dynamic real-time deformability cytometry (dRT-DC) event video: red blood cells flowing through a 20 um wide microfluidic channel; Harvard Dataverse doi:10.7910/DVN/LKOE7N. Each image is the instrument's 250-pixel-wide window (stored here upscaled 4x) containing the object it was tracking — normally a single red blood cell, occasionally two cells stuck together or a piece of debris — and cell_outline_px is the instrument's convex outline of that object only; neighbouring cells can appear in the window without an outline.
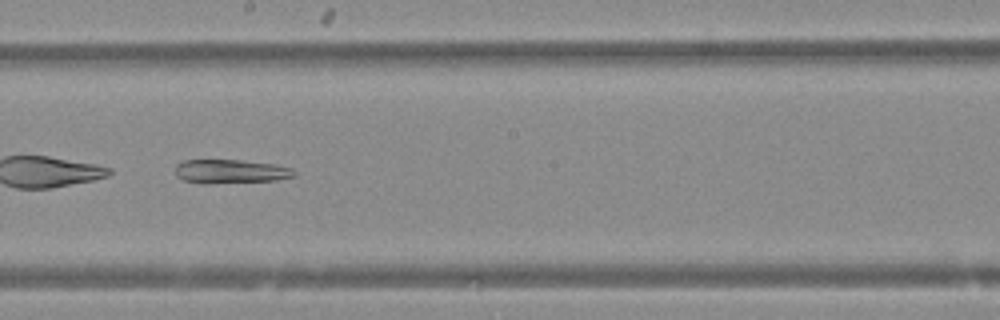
{"species": "Egyptian fruit bat (a non-hibernating species)", "species_latin": "Rousettus aegyptiacus", "temperature_condition": "warm", "stored_images_in_passage": 46, "camera_frame_rate_fps": 3000, "um_per_image_px": 0.085, "animal": {"sex": "female"}, "frame": {"image": 1, "passage_image": 27, "time_ms": 8.667, "image_size_px": [1000, 320], "cell_outline_px": [[296, 176], [276, 180], [184, 180], [176, 176], [176, 164], [184, 160], [240, 160], [272, 164], [292, 168], [296, 172]], "centroid_in_image_um": [19.66, 14.5], "position_along_channel_um": 228.5, "area_um2": 15.2}}